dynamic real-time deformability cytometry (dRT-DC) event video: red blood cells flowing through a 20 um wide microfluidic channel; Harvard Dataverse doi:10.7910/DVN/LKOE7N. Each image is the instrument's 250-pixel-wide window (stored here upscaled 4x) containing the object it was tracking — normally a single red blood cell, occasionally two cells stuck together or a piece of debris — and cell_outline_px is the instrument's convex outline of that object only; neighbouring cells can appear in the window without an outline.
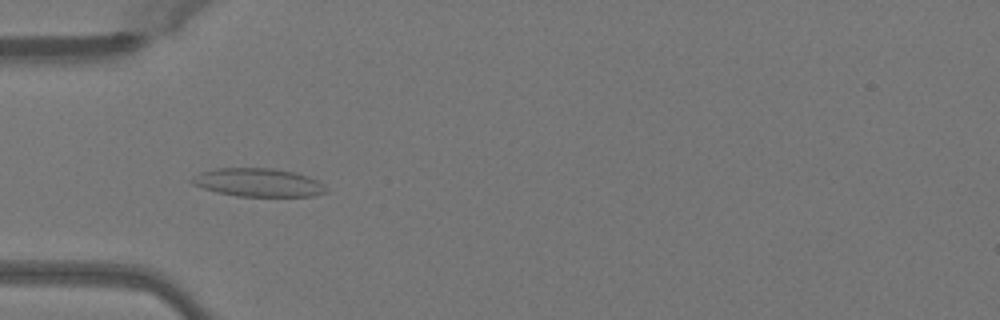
{"species": "Egyptian fruit bat (a non-hibernating species)", "species_latin": "Rousettus aegyptiacus", "temperature_condition": "warm", "stored_images_in_passage": 46, "camera_frame_rate_fps": 3000, "um_per_image_px": 0.085, "animal": {"sex": "female"}, "frame": {"image": 1, "passage_image": 12, "time_ms": 3.667, "image_size_px": [1000, 320], "cell_outline_px": [[328, 192], [312, 196], [236, 196], [216, 192], [192, 184], [188, 180], [192, 176], [200, 172], [216, 168], [276, 168], [308, 176], [324, 184], [328, 188]], "centroid_in_image_um": [21.93, 15.51], "position_along_channel_um": 63.1, "area_um2": 22.31}}
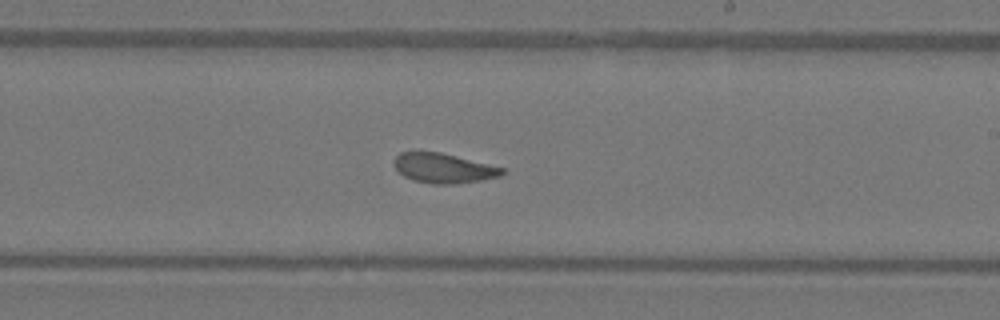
{"frame": {"image": 2, "passage_image": 26, "time_ms": 8.333, "image_size_px": [1000, 320], "cell_outline_px": [[508, 172], [500, 176], [480, 180], [452, 184], [432, 184], [412, 180], [404, 176], [392, 164], [392, 160], [400, 152], [440, 152], [504, 168]], "centroid_in_image_um": [37.68, 14.3], "position_along_channel_um": 251.3, "area_um2": 18.67}}
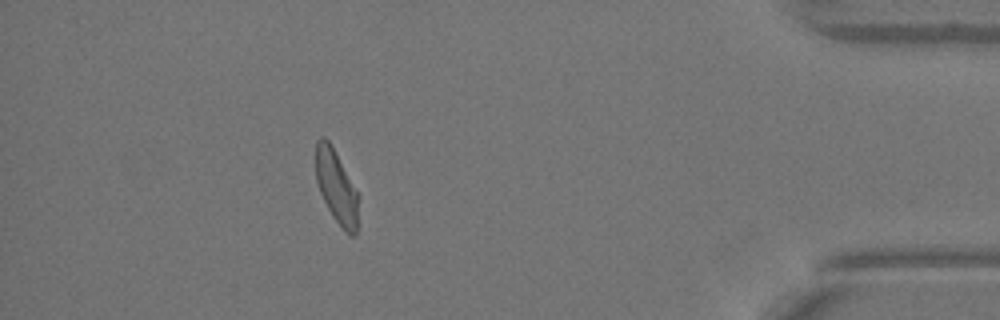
{"frame": {"image": 3, "passage_image": 41, "time_ms": 13.333, "image_size_px": [1000, 320], "cell_outline_px": [[356, 232], [352, 236], [348, 236], [332, 216], [320, 192], [316, 180], [316, 140], [320, 136], [324, 136], [328, 140], [356, 192]], "centroid_in_image_um": [28.53, 15.88], "position_along_channel_um": 406.7, "area_um2": 17.28}, "authors_computed_cell_mechanics": {"area_um2": 19.3341, "velocity_mm_per_s": 4.071, "shape_relaxation_time_tau1_ms": 5.6921, "shape_relaxation_time_tau2_ms": 1.328, "deformation_change_tau1": 0.1636, "deformation_change_tau2": 0.0905}}